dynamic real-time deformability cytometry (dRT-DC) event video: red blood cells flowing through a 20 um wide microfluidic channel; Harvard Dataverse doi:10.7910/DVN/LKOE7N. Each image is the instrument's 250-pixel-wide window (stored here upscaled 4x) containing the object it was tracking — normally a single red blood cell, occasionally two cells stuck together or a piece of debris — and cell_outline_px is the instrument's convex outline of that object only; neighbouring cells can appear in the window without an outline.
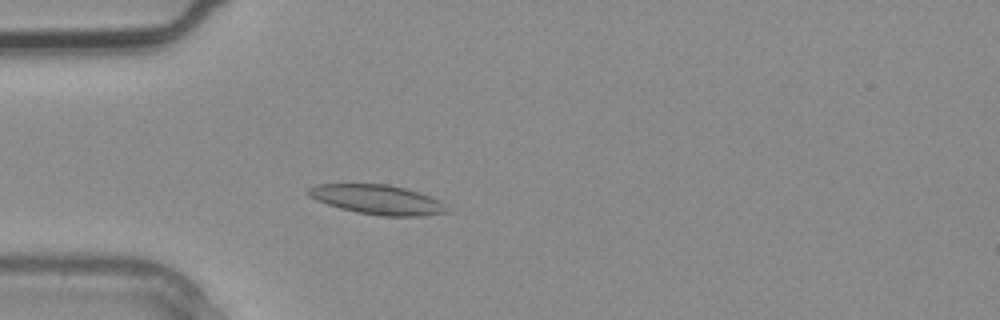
{"species": "common noctule bat (a hibernating species)", "species_latin": "Nyctalus noctula", "temperature_condition": "warm", "stored_images_in_passage": 2, "camera_frame_rate_fps": 3000, "um_per_image_px": 0.085, "animal": {"sex": "male", "body_mass_g": 20.4}, "frame": {"image": 1, "passage_image": 2, "time_ms": 0.333, "image_size_px": [1000, 320], "cell_outline_px": [[444, 212], [424, 216], [384, 216], [356, 212], [340, 208], [316, 200], [308, 196], [304, 192], [308, 188], [316, 184], [388, 184], [404, 188], [440, 200], [444, 204]], "centroid_in_image_um": [31.99, 16.96], "position_along_channel_um": 53.0, "area_um2": 23.58}}